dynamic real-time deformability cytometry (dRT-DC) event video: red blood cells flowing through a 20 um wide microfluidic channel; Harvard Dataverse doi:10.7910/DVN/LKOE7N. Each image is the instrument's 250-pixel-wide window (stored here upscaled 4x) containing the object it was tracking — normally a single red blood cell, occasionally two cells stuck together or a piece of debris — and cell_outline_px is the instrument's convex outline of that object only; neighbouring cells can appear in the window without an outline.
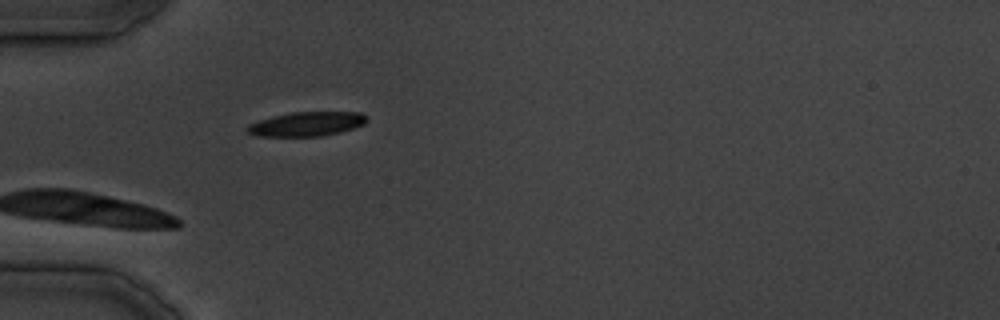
{"species": "common noctule bat (a hibernating species)", "species_latin": "Nyctalus noctula", "temperature_condition": "cold", "stored_images_in_passage": 18, "camera_frame_rate_fps": 3000, "um_per_image_px": 0.085, "animal": {"sex": "male", "body_mass_g": 19.5, "forearm_length_mm": 54.6}, "frame": {"image": 1, "passage_image": 1, "time_ms": 0.0, "image_size_px": [1000, 320], "cell_outline_px": [[368, 120], [364, 124], [340, 132], [320, 136], [256, 136], [248, 132], [244, 128], [248, 124], [272, 116], [292, 112], [360, 112], [368, 116]], "centroid_in_image_um": [26.06, 10.53], "position_along_channel_um": 58.9, "area_um2": 16.94}}